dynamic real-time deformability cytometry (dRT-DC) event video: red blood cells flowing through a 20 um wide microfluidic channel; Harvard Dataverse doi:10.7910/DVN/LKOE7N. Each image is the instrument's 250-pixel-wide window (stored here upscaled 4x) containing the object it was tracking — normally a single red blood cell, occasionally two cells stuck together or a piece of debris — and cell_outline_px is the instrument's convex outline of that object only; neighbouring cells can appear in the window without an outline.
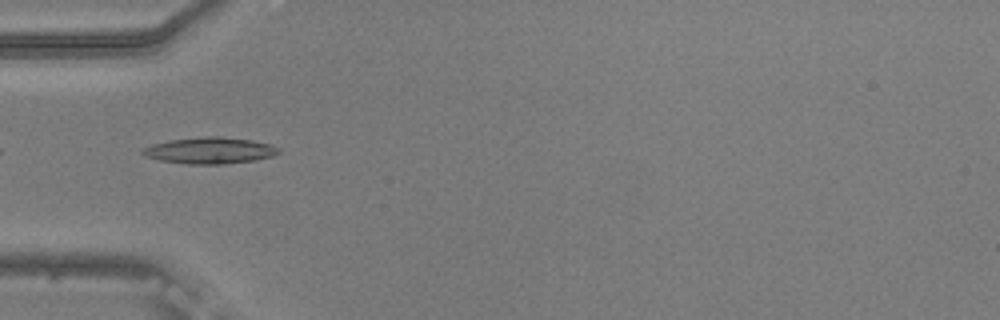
{"species": "common noctule bat (a hibernating species)", "species_latin": "Nyctalus noctula", "temperature_condition": "warm", "stored_images_in_passage": 38, "camera_frame_rate_fps": 3000, "um_per_image_px": 0.085, "animal": {"sex": "male", "body_mass_g": 20.5, "forearm_length_mm": 52.5}, "frame": {"image": 1, "passage_image": 2, "time_ms": 0.333, "image_size_px": [1000, 320], "cell_outline_px": [[280, 152], [272, 156], [256, 160], [224, 164], [184, 164], [160, 160], [144, 156], [140, 152], [140, 148], [152, 144], [172, 140], [204, 136], [220, 136], [252, 140], [272, 144], [280, 148]], "centroid_in_image_um": [17.83, 12.79], "position_along_channel_um": 67.2, "area_um2": 21.15}}
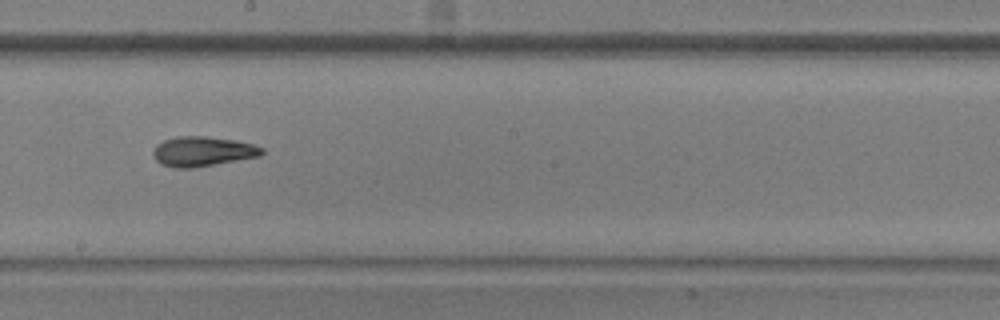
{"frame": {"image": 2, "passage_image": 15, "time_ms": 4.667, "image_size_px": [1000, 320], "cell_outline_px": [[264, 152], [260, 156], [192, 168], [172, 168], [160, 164], [156, 160], [152, 152], [156, 144], [164, 140], [176, 136], [204, 136], [232, 140], [252, 144], [264, 148]], "centroid_in_image_um": [17.18, 12.87], "position_along_channel_um": 231.0, "area_um2": 18.84}}
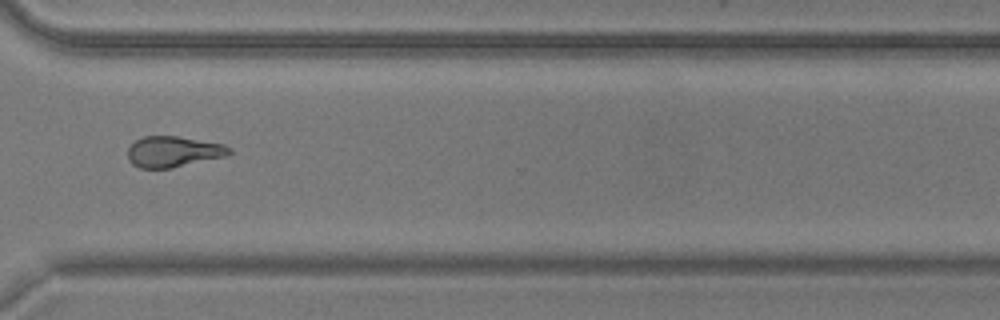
{"frame": {"image": 3, "passage_image": 25, "time_ms": 8.0, "image_size_px": [1000, 320], "cell_outline_px": [[232, 152], [224, 156], [172, 168], [140, 168], [132, 164], [128, 160], [128, 148], [136, 140], [144, 136], [176, 136], [224, 144], [232, 148]], "centroid_in_image_um": [14.72, 12.89], "position_along_channel_um": 355.9, "area_um2": 18.15}, "authors_computed_cell_mechanics": {"area_um2": 18.6405, "velocity_mm_per_s": 3.7685, "shape_relaxation_time_tau1_ms": 5.3146, "shape_relaxation_time_tau2_ms": 5.7936, "deformation_change_tau1": 0.1899, "deformation_change_tau2": 0.1643}}